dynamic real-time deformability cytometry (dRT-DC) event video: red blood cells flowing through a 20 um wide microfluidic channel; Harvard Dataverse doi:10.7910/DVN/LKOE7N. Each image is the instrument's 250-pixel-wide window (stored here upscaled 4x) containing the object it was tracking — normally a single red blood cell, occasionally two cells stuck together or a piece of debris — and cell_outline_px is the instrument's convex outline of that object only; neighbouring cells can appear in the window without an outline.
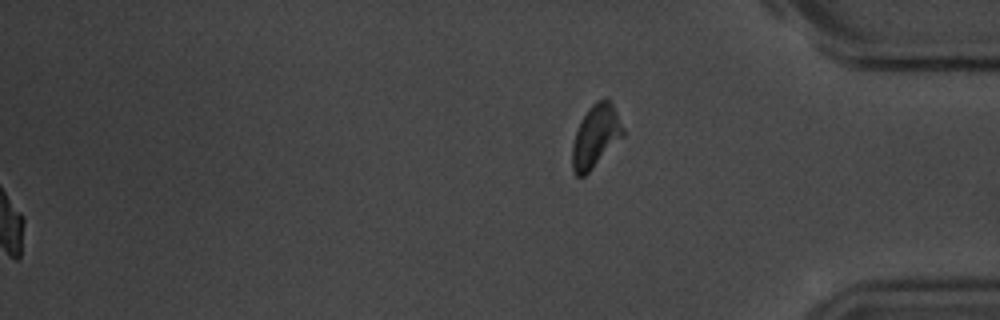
{"species": "common noctule bat (a hibernating species)", "species_latin": "Nyctalus noctula", "temperature_condition": "room temperature", "stored_images_in_passage": 56, "segment_of_instrument_passage": [2, 2], "camera_frame_rate_fps": 3000, "um_per_image_px": 0.085, "animal": {"sex": "male", "body_mass_g": 20.1, "forearm_length_mm": 53.5}, "frame": {"image": 1, "passage_image": 56, "time_ms": 18.333, "image_size_px": [1000, 320], "cell_outline_px": [[624, 136], [584, 176], [576, 176], [572, 168], [572, 144], [580, 120], [588, 108], [596, 100], [612, 100], [624, 128]], "centroid_in_image_um": [50.64, 11.55], "position_along_channel_um": 384.6, "area_um2": 18.55}}